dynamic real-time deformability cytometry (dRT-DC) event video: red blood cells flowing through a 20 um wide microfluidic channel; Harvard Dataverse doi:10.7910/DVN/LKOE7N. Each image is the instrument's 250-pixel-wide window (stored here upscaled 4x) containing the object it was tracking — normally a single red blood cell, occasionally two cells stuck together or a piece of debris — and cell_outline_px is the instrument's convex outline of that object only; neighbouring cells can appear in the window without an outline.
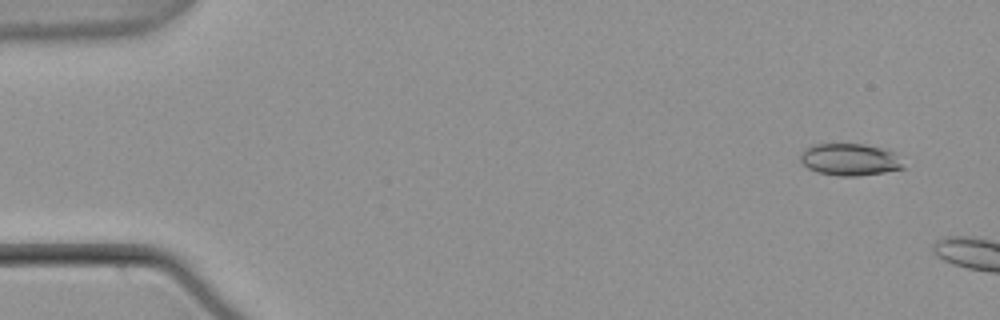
{"species": "common noctule bat (a hibernating species)", "species_latin": "Nyctalus noctula", "temperature_condition": "warm", "stored_images_in_passage": 7, "camera_frame_rate_fps": 3000, "um_per_image_px": 0.085, "animal": {"sex": "male", "body_mass_g": 21.5, "forearm_length_mm": 52.0}, "frame": {"image": 1, "passage_image": 3, "time_ms": 0.667, "image_size_px": [1000, 320], "cell_outline_px": [[908, 168], [884, 172], [856, 176], [840, 176], [816, 172], [808, 168], [800, 160], [800, 152], [804, 148], [812, 144], [864, 144], [880, 148], [892, 152]], "centroid_in_image_um": [72.2, 13.56], "position_along_channel_um": 12.8, "area_um2": 19.25}}